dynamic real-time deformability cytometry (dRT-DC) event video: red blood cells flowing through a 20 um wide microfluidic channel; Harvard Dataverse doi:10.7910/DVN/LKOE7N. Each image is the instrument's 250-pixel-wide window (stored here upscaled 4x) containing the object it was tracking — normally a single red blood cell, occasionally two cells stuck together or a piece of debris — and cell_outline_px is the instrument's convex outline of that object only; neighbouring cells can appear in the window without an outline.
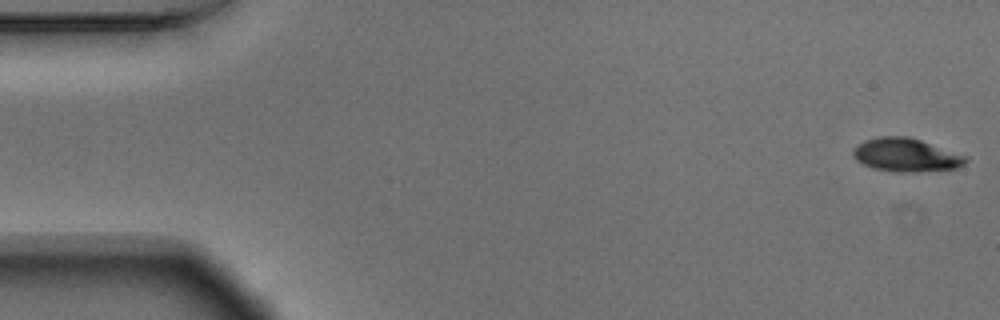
{"species": "Egyptian fruit bat (a non-hibernating species)", "species_latin": "Rousettus aegyptiacus", "temperature_condition": "warm", "stored_images_in_passage": 51, "camera_frame_rate_fps": 3000, "um_per_image_px": 0.085, "animal": {"sex": "male"}, "frame": {"image": 1, "passage_image": 1, "time_ms": 0.0, "image_size_px": [1000, 320], "cell_outline_px": [[968, 160], [964, 164], [956, 168], [916, 172], [896, 172], [872, 168], [856, 160], [852, 156], [852, 148], [864, 140], [880, 136], [908, 136], [968, 156]], "centroid_in_image_um": [76.99, 13.17], "position_along_channel_um": 8.0, "area_um2": 22.02}}
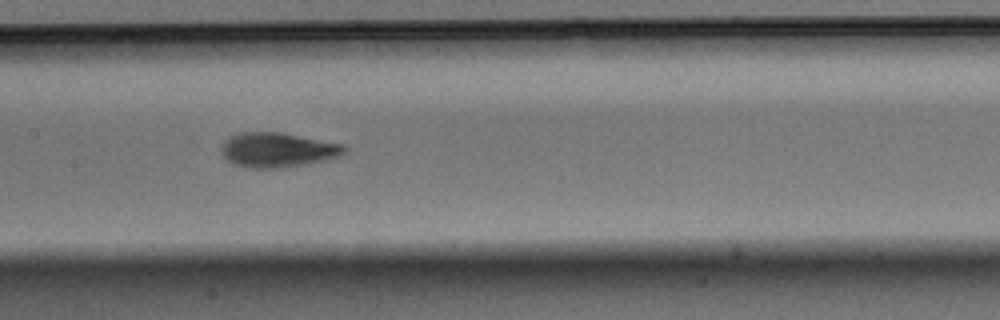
{"frame": {"image": 2, "passage_image": 26, "time_ms": 8.333, "image_size_px": [1000, 320], "cell_outline_px": [[348, 152], [340, 156], [324, 160], [284, 168], [244, 168], [232, 164], [220, 152], [220, 148], [224, 140], [240, 132], [280, 132], [344, 144], [348, 148]], "centroid_in_image_um": [23.59, 12.75], "position_along_channel_um": 183.8, "area_um2": 25.14}}
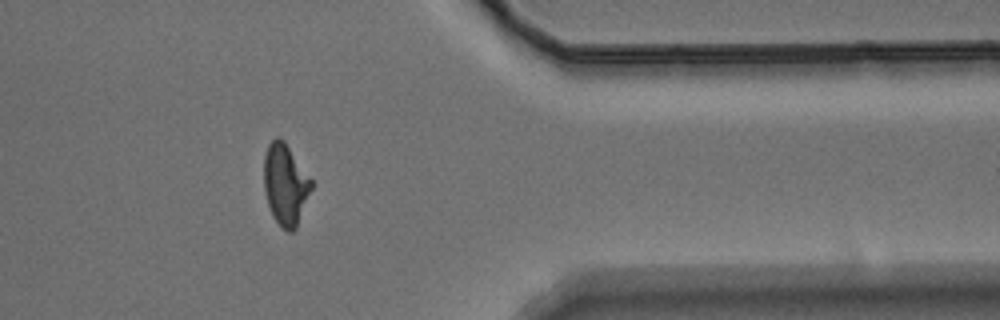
{"frame": {"image": 3, "passage_image": 44, "time_ms": 14.333, "image_size_px": [1000, 320], "cell_outline_px": [[312, 188], [296, 228], [292, 232], [288, 232], [272, 216], [264, 192], [264, 156], [268, 144], [276, 136], [280, 136], [284, 140], [312, 180]], "centroid_in_image_um": [24.24, 15.65], "position_along_channel_um": 387.2, "area_um2": 22.37}}